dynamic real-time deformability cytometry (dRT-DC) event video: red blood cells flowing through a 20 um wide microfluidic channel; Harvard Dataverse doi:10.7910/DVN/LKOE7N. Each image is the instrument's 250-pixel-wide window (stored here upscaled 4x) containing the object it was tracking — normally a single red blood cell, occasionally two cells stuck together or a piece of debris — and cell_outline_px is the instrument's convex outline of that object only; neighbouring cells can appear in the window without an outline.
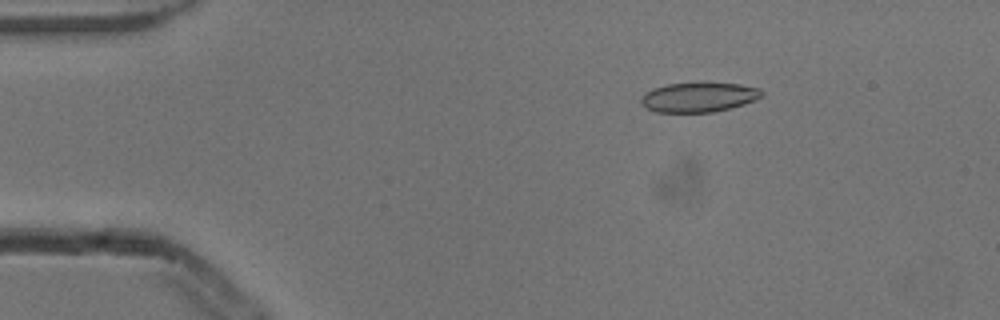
{"species": "common noctule bat (a hibernating species)", "species_latin": "Nyctalus noctula", "temperature_condition": "cold", "stored_images_in_passage": 4, "camera_frame_rate_fps": 3000, "um_per_image_px": 0.085, "animal": {"sex": "male", "body_mass_g": 13.3}, "frame": {"image": 1, "passage_image": 2, "time_ms": 0.333, "image_size_px": [1000, 320], "cell_outline_px": [[764, 92], [760, 96], [744, 104], [712, 112], [656, 112], [644, 108], [640, 100], [640, 96], [652, 88], [668, 84], [740, 84], [760, 88]], "centroid_in_image_um": [59.33, 8.28], "position_along_channel_um": 25.7, "area_um2": 20.46}}